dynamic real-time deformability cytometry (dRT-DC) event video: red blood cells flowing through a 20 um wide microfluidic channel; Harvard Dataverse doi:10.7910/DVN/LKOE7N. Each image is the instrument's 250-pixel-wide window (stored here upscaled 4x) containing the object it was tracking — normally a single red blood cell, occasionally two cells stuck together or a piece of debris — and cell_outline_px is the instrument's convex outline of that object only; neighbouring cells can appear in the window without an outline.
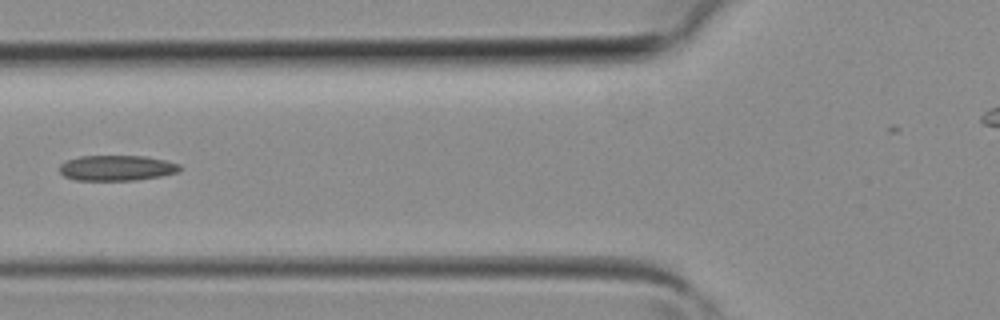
{"species": "common noctule bat (a hibernating species)", "species_latin": "Nyctalus noctula", "temperature_condition": "room temperature", "stored_images_in_passage": 7, "camera_frame_rate_fps": 3000, "um_per_image_px": 0.085, "animal": {"sex": "female", "body_mass_g": 19.3, "forearm_length_mm": 54.1}, "frame": {"image": 1, "passage_image": 4, "time_ms": 1.0, "image_size_px": [1000, 320], "cell_outline_px": [[184, 168], [180, 172], [160, 176], [136, 180], [76, 180], [64, 176], [60, 172], [60, 164], [68, 160], [80, 156], [148, 156], [180, 164]], "centroid_in_image_um": [9.98, 14.27], "position_along_channel_um": 115.8, "area_um2": 17.92}}